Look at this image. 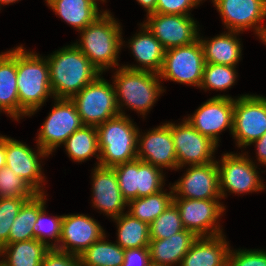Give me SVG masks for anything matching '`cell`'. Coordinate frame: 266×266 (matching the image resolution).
<instances>
[{
	"mask_svg": "<svg viewBox=\"0 0 266 266\" xmlns=\"http://www.w3.org/2000/svg\"><path fill=\"white\" fill-rule=\"evenodd\" d=\"M47 58L54 99H71L102 73L74 44Z\"/></svg>",
	"mask_w": 266,
	"mask_h": 266,
	"instance_id": "1",
	"label": "cell"
},
{
	"mask_svg": "<svg viewBox=\"0 0 266 266\" xmlns=\"http://www.w3.org/2000/svg\"><path fill=\"white\" fill-rule=\"evenodd\" d=\"M17 90L19 118L33 115L49 96L54 98L47 59L27 52L22 45L17 47Z\"/></svg>",
	"mask_w": 266,
	"mask_h": 266,
	"instance_id": "2",
	"label": "cell"
},
{
	"mask_svg": "<svg viewBox=\"0 0 266 266\" xmlns=\"http://www.w3.org/2000/svg\"><path fill=\"white\" fill-rule=\"evenodd\" d=\"M120 28L116 19L105 10L80 31L81 41L75 45L101 73L110 67L119 66L117 58L123 45Z\"/></svg>",
	"mask_w": 266,
	"mask_h": 266,
	"instance_id": "3",
	"label": "cell"
},
{
	"mask_svg": "<svg viewBox=\"0 0 266 266\" xmlns=\"http://www.w3.org/2000/svg\"><path fill=\"white\" fill-rule=\"evenodd\" d=\"M125 115H117L96 126L100 150L97 165L113 168L137 159L138 128Z\"/></svg>",
	"mask_w": 266,
	"mask_h": 266,
	"instance_id": "4",
	"label": "cell"
},
{
	"mask_svg": "<svg viewBox=\"0 0 266 266\" xmlns=\"http://www.w3.org/2000/svg\"><path fill=\"white\" fill-rule=\"evenodd\" d=\"M159 77V74L153 72L120 67L113 82L119 114L125 115L121 110L125 105L144 117L156 103L157 97L164 92Z\"/></svg>",
	"mask_w": 266,
	"mask_h": 266,
	"instance_id": "5",
	"label": "cell"
},
{
	"mask_svg": "<svg viewBox=\"0 0 266 266\" xmlns=\"http://www.w3.org/2000/svg\"><path fill=\"white\" fill-rule=\"evenodd\" d=\"M100 76L71 98L83 125L98 126L119 115L115 88Z\"/></svg>",
	"mask_w": 266,
	"mask_h": 266,
	"instance_id": "6",
	"label": "cell"
},
{
	"mask_svg": "<svg viewBox=\"0 0 266 266\" xmlns=\"http://www.w3.org/2000/svg\"><path fill=\"white\" fill-rule=\"evenodd\" d=\"M205 65L202 45L199 41L187 46L165 50L160 79L200 87Z\"/></svg>",
	"mask_w": 266,
	"mask_h": 266,
	"instance_id": "7",
	"label": "cell"
},
{
	"mask_svg": "<svg viewBox=\"0 0 266 266\" xmlns=\"http://www.w3.org/2000/svg\"><path fill=\"white\" fill-rule=\"evenodd\" d=\"M123 198L132 199L156 194L163 189L164 176L159 167L135 159L113 167Z\"/></svg>",
	"mask_w": 266,
	"mask_h": 266,
	"instance_id": "8",
	"label": "cell"
},
{
	"mask_svg": "<svg viewBox=\"0 0 266 266\" xmlns=\"http://www.w3.org/2000/svg\"><path fill=\"white\" fill-rule=\"evenodd\" d=\"M266 132V97L242 95L234 99L232 135L238 147L253 144Z\"/></svg>",
	"mask_w": 266,
	"mask_h": 266,
	"instance_id": "9",
	"label": "cell"
},
{
	"mask_svg": "<svg viewBox=\"0 0 266 266\" xmlns=\"http://www.w3.org/2000/svg\"><path fill=\"white\" fill-rule=\"evenodd\" d=\"M40 128L37 146L48 155L83 126L80 115L71 99H57Z\"/></svg>",
	"mask_w": 266,
	"mask_h": 266,
	"instance_id": "10",
	"label": "cell"
},
{
	"mask_svg": "<svg viewBox=\"0 0 266 266\" xmlns=\"http://www.w3.org/2000/svg\"><path fill=\"white\" fill-rule=\"evenodd\" d=\"M173 203L179 210L184 228L193 232L197 237L223 234L220 224H216L225 211V206L218 199H186L173 196Z\"/></svg>",
	"mask_w": 266,
	"mask_h": 266,
	"instance_id": "11",
	"label": "cell"
},
{
	"mask_svg": "<svg viewBox=\"0 0 266 266\" xmlns=\"http://www.w3.org/2000/svg\"><path fill=\"white\" fill-rule=\"evenodd\" d=\"M245 155V156H244ZM217 162L219 175V189L221 197H225V191L243 194L265 189L253 161L246 154L238 155L223 154L222 159ZM226 189V190H225Z\"/></svg>",
	"mask_w": 266,
	"mask_h": 266,
	"instance_id": "12",
	"label": "cell"
},
{
	"mask_svg": "<svg viewBox=\"0 0 266 266\" xmlns=\"http://www.w3.org/2000/svg\"><path fill=\"white\" fill-rule=\"evenodd\" d=\"M176 151L178 169L186 164L205 165L214 162L212 158L218 145L198 132L187 119L182 124L167 123Z\"/></svg>",
	"mask_w": 266,
	"mask_h": 266,
	"instance_id": "13",
	"label": "cell"
},
{
	"mask_svg": "<svg viewBox=\"0 0 266 266\" xmlns=\"http://www.w3.org/2000/svg\"><path fill=\"white\" fill-rule=\"evenodd\" d=\"M144 25L165 50L193 44L199 36L196 21L190 16L151 13Z\"/></svg>",
	"mask_w": 266,
	"mask_h": 266,
	"instance_id": "14",
	"label": "cell"
},
{
	"mask_svg": "<svg viewBox=\"0 0 266 266\" xmlns=\"http://www.w3.org/2000/svg\"><path fill=\"white\" fill-rule=\"evenodd\" d=\"M234 99L217 95L204 102L187 121L202 135L218 145V135L229 128L232 134Z\"/></svg>",
	"mask_w": 266,
	"mask_h": 266,
	"instance_id": "15",
	"label": "cell"
},
{
	"mask_svg": "<svg viewBox=\"0 0 266 266\" xmlns=\"http://www.w3.org/2000/svg\"><path fill=\"white\" fill-rule=\"evenodd\" d=\"M214 6L228 31L254 28L260 39L265 33L266 26L259 23L266 18V0H216Z\"/></svg>",
	"mask_w": 266,
	"mask_h": 266,
	"instance_id": "16",
	"label": "cell"
},
{
	"mask_svg": "<svg viewBox=\"0 0 266 266\" xmlns=\"http://www.w3.org/2000/svg\"><path fill=\"white\" fill-rule=\"evenodd\" d=\"M105 235L95 219L84 214L63 215L60 244L57 250L80 255Z\"/></svg>",
	"mask_w": 266,
	"mask_h": 266,
	"instance_id": "17",
	"label": "cell"
},
{
	"mask_svg": "<svg viewBox=\"0 0 266 266\" xmlns=\"http://www.w3.org/2000/svg\"><path fill=\"white\" fill-rule=\"evenodd\" d=\"M173 196L186 199H221L217 161L191 165L180 181L172 185ZM180 195V196H179Z\"/></svg>",
	"mask_w": 266,
	"mask_h": 266,
	"instance_id": "18",
	"label": "cell"
},
{
	"mask_svg": "<svg viewBox=\"0 0 266 266\" xmlns=\"http://www.w3.org/2000/svg\"><path fill=\"white\" fill-rule=\"evenodd\" d=\"M34 151L20 141L5 137L6 166L12 169L16 176L26 180L37 193H44L43 188L41 189L44 177L39 159L49 155L39 146L38 153Z\"/></svg>",
	"mask_w": 266,
	"mask_h": 266,
	"instance_id": "19",
	"label": "cell"
},
{
	"mask_svg": "<svg viewBox=\"0 0 266 266\" xmlns=\"http://www.w3.org/2000/svg\"><path fill=\"white\" fill-rule=\"evenodd\" d=\"M141 136L138 132L137 159L162 170L163 167L178 169L171 128L167 123Z\"/></svg>",
	"mask_w": 266,
	"mask_h": 266,
	"instance_id": "20",
	"label": "cell"
},
{
	"mask_svg": "<svg viewBox=\"0 0 266 266\" xmlns=\"http://www.w3.org/2000/svg\"><path fill=\"white\" fill-rule=\"evenodd\" d=\"M93 169V199L94 208L100 209L106 215L119 217L127 206L119 188L118 179L113 168L97 165Z\"/></svg>",
	"mask_w": 266,
	"mask_h": 266,
	"instance_id": "21",
	"label": "cell"
},
{
	"mask_svg": "<svg viewBox=\"0 0 266 266\" xmlns=\"http://www.w3.org/2000/svg\"><path fill=\"white\" fill-rule=\"evenodd\" d=\"M230 248L224 235L198 237L180 266H228Z\"/></svg>",
	"mask_w": 266,
	"mask_h": 266,
	"instance_id": "22",
	"label": "cell"
},
{
	"mask_svg": "<svg viewBox=\"0 0 266 266\" xmlns=\"http://www.w3.org/2000/svg\"><path fill=\"white\" fill-rule=\"evenodd\" d=\"M197 238L193 232L184 229L166 239H150L151 263L165 266L180 264Z\"/></svg>",
	"mask_w": 266,
	"mask_h": 266,
	"instance_id": "23",
	"label": "cell"
},
{
	"mask_svg": "<svg viewBox=\"0 0 266 266\" xmlns=\"http://www.w3.org/2000/svg\"><path fill=\"white\" fill-rule=\"evenodd\" d=\"M142 31L135 35L130 41L129 46L139 66H123L132 70L149 71L159 74L164 61L165 49L159 40L142 24Z\"/></svg>",
	"mask_w": 266,
	"mask_h": 266,
	"instance_id": "24",
	"label": "cell"
},
{
	"mask_svg": "<svg viewBox=\"0 0 266 266\" xmlns=\"http://www.w3.org/2000/svg\"><path fill=\"white\" fill-rule=\"evenodd\" d=\"M0 110L19 120L17 48L0 54Z\"/></svg>",
	"mask_w": 266,
	"mask_h": 266,
	"instance_id": "25",
	"label": "cell"
},
{
	"mask_svg": "<svg viewBox=\"0 0 266 266\" xmlns=\"http://www.w3.org/2000/svg\"><path fill=\"white\" fill-rule=\"evenodd\" d=\"M238 31H230L210 40L198 39L202 45L205 63L235 66L241 58V44L236 38Z\"/></svg>",
	"mask_w": 266,
	"mask_h": 266,
	"instance_id": "26",
	"label": "cell"
},
{
	"mask_svg": "<svg viewBox=\"0 0 266 266\" xmlns=\"http://www.w3.org/2000/svg\"><path fill=\"white\" fill-rule=\"evenodd\" d=\"M61 19L81 31L100 15L96 0H45Z\"/></svg>",
	"mask_w": 266,
	"mask_h": 266,
	"instance_id": "27",
	"label": "cell"
},
{
	"mask_svg": "<svg viewBox=\"0 0 266 266\" xmlns=\"http://www.w3.org/2000/svg\"><path fill=\"white\" fill-rule=\"evenodd\" d=\"M49 249L36 239L9 243L0 249V256L7 258L0 261V266H41Z\"/></svg>",
	"mask_w": 266,
	"mask_h": 266,
	"instance_id": "28",
	"label": "cell"
},
{
	"mask_svg": "<svg viewBox=\"0 0 266 266\" xmlns=\"http://www.w3.org/2000/svg\"><path fill=\"white\" fill-rule=\"evenodd\" d=\"M45 198L44 193H38L23 204L11 225L8 244L35 239L34 224L39 211L46 204Z\"/></svg>",
	"mask_w": 266,
	"mask_h": 266,
	"instance_id": "29",
	"label": "cell"
},
{
	"mask_svg": "<svg viewBox=\"0 0 266 266\" xmlns=\"http://www.w3.org/2000/svg\"><path fill=\"white\" fill-rule=\"evenodd\" d=\"M118 227L117 244L123 249L149 247V225L132 217L128 213H122L113 218Z\"/></svg>",
	"mask_w": 266,
	"mask_h": 266,
	"instance_id": "30",
	"label": "cell"
},
{
	"mask_svg": "<svg viewBox=\"0 0 266 266\" xmlns=\"http://www.w3.org/2000/svg\"><path fill=\"white\" fill-rule=\"evenodd\" d=\"M105 235L79 255L80 266H122L125 249L105 241Z\"/></svg>",
	"mask_w": 266,
	"mask_h": 266,
	"instance_id": "31",
	"label": "cell"
},
{
	"mask_svg": "<svg viewBox=\"0 0 266 266\" xmlns=\"http://www.w3.org/2000/svg\"><path fill=\"white\" fill-rule=\"evenodd\" d=\"M173 189L169 193L160 192L145 197H139L127 202L132 217L150 225L173 202Z\"/></svg>",
	"mask_w": 266,
	"mask_h": 266,
	"instance_id": "32",
	"label": "cell"
},
{
	"mask_svg": "<svg viewBox=\"0 0 266 266\" xmlns=\"http://www.w3.org/2000/svg\"><path fill=\"white\" fill-rule=\"evenodd\" d=\"M64 146L69 158L76 162H83L93 155L99 160L100 155L96 154L100 153L96 126L83 125L67 138Z\"/></svg>",
	"mask_w": 266,
	"mask_h": 266,
	"instance_id": "33",
	"label": "cell"
},
{
	"mask_svg": "<svg viewBox=\"0 0 266 266\" xmlns=\"http://www.w3.org/2000/svg\"><path fill=\"white\" fill-rule=\"evenodd\" d=\"M235 68V66L205 63L200 87L217 91L230 88L236 81Z\"/></svg>",
	"mask_w": 266,
	"mask_h": 266,
	"instance_id": "34",
	"label": "cell"
},
{
	"mask_svg": "<svg viewBox=\"0 0 266 266\" xmlns=\"http://www.w3.org/2000/svg\"><path fill=\"white\" fill-rule=\"evenodd\" d=\"M184 229L179 210L172 202L167 209L149 225V237L150 239H166Z\"/></svg>",
	"mask_w": 266,
	"mask_h": 266,
	"instance_id": "35",
	"label": "cell"
},
{
	"mask_svg": "<svg viewBox=\"0 0 266 266\" xmlns=\"http://www.w3.org/2000/svg\"><path fill=\"white\" fill-rule=\"evenodd\" d=\"M38 193L24 180L5 166L0 169V198H33Z\"/></svg>",
	"mask_w": 266,
	"mask_h": 266,
	"instance_id": "36",
	"label": "cell"
},
{
	"mask_svg": "<svg viewBox=\"0 0 266 266\" xmlns=\"http://www.w3.org/2000/svg\"><path fill=\"white\" fill-rule=\"evenodd\" d=\"M45 212L46 210L44 206L39 211L37 220L34 224V238L47 245L49 248H56L58 246V243H60L63 215L47 219ZM47 237H49V239H54L57 244L55 242L54 244L53 242H51L52 244L49 243L46 240Z\"/></svg>",
	"mask_w": 266,
	"mask_h": 266,
	"instance_id": "37",
	"label": "cell"
},
{
	"mask_svg": "<svg viewBox=\"0 0 266 266\" xmlns=\"http://www.w3.org/2000/svg\"><path fill=\"white\" fill-rule=\"evenodd\" d=\"M31 198H0V249L8 244L14 219L23 204Z\"/></svg>",
	"mask_w": 266,
	"mask_h": 266,
	"instance_id": "38",
	"label": "cell"
},
{
	"mask_svg": "<svg viewBox=\"0 0 266 266\" xmlns=\"http://www.w3.org/2000/svg\"><path fill=\"white\" fill-rule=\"evenodd\" d=\"M230 250L228 266H266V251Z\"/></svg>",
	"mask_w": 266,
	"mask_h": 266,
	"instance_id": "39",
	"label": "cell"
},
{
	"mask_svg": "<svg viewBox=\"0 0 266 266\" xmlns=\"http://www.w3.org/2000/svg\"><path fill=\"white\" fill-rule=\"evenodd\" d=\"M195 6L194 0H157L154 13L190 16L188 12Z\"/></svg>",
	"mask_w": 266,
	"mask_h": 266,
	"instance_id": "40",
	"label": "cell"
},
{
	"mask_svg": "<svg viewBox=\"0 0 266 266\" xmlns=\"http://www.w3.org/2000/svg\"><path fill=\"white\" fill-rule=\"evenodd\" d=\"M41 266H80V259L78 255L50 248Z\"/></svg>",
	"mask_w": 266,
	"mask_h": 266,
	"instance_id": "41",
	"label": "cell"
},
{
	"mask_svg": "<svg viewBox=\"0 0 266 266\" xmlns=\"http://www.w3.org/2000/svg\"><path fill=\"white\" fill-rule=\"evenodd\" d=\"M150 252L148 247L125 249L122 266H149Z\"/></svg>",
	"mask_w": 266,
	"mask_h": 266,
	"instance_id": "42",
	"label": "cell"
},
{
	"mask_svg": "<svg viewBox=\"0 0 266 266\" xmlns=\"http://www.w3.org/2000/svg\"><path fill=\"white\" fill-rule=\"evenodd\" d=\"M257 150V159L259 163L266 166V132L256 141H254Z\"/></svg>",
	"mask_w": 266,
	"mask_h": 266,
	"instance_id": "43",
	"label": "cell"
},
{
	"mask_svg": "<svg viewBox=\"0 0 266 266\" xmlns=\"http://www.w3.org/2000/svg\"><path fill=\"white\" fill-rule=\"evenodd\" d=\"M140 5L147 10V15L154 13L157 0H136Z\"/></svg>",
	"mask_w": 266,
	"mask_h": 266,
	"instance_id": "44",
	"label": "cell"
},
{
	"mask_svg": "<svg viewBox=\"0 0 266 266\" xmlns=\"http://www.w3.org/2000/svg\"><path fill=\"white\" fill-rule=\"evenodd\" d=\"M5 166V136H0V169Z\"/></svg>",
	"mask_w": 266,
	"mask_h": 266,
	"instance_id": "45",
	"label": "cell"
},
{
	"mask_svg": "<svg viewBox=\"0 0 266 266\" xmlns=\"http://www.w3.org/2000/svg\"><path fill=\"white\" fill-rule=\"evenodd\" d=\"M16 1H19V0H0V5L2 4H9V3H15Z\"/></svg>",
	"mask_w": 266,
	"mask_h": 266,
	"instance_id": "46",
	"label": "cell"
},
{
	"mask_svg": "<svg viewBox=\"0 0 266 266\" xmlns=\"http://www.w3.org/2000/svg\"><path fill=\"white\" fill-rule=\"evenodd\" d=\"M261 40H262L263 42H265V44H266V31H265V33L263 34Z\"/></svg>",
	"mask_w": 266,
	"mask_h": 266,
	"instance_id": "47",
	"label": "cell"
},
{
	"mask_svg": "<svg viewBox=\"0 0 266 266\" xmlns=\"http://www.w3.org/2000/svg\"><path fill=\"white\" fill-rule=\"evenodd\" d=\"M195 1V3L197 4V5H199L200 4V2L202 1V0H194ZM213 1V3L216 1V0H212Z\"/></svg>",
	"mask_w": 266,
	"mask_h": 266,
	"instance_id": "48",
	"label": "cell"
},
{
	"mask_svg": "<svg viewBox=\"0 0 266 266\" xmlns=\"http://www.w3.org/2000/svg\"><path fill=\"white\" fill-rule=\"evenodd\" d=\"M149 266H165V265H159V264L150 263Z\"/></svg>",
	"mask_w": 266,
	"mask_h": 266,
	"instance_id": "49",
	"label": "cell"
}]
</instances>
